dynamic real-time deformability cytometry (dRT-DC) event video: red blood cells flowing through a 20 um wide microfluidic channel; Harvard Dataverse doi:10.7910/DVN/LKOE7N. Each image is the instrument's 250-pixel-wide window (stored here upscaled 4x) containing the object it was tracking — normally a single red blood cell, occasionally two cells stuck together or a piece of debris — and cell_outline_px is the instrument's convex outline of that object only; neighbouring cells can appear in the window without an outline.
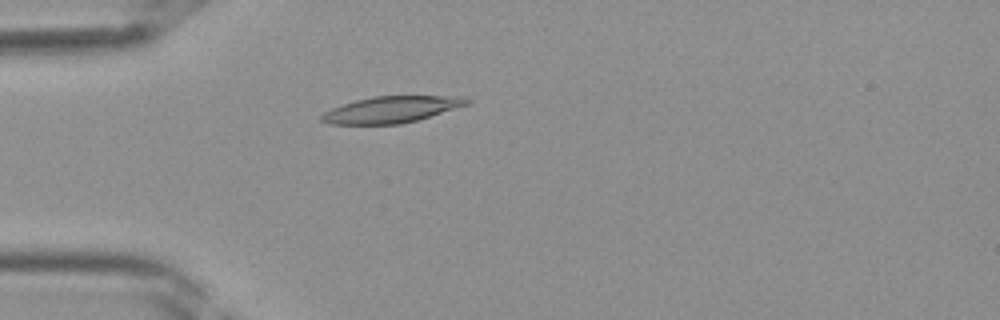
{"species": "Egyptian fruit bat (a non-hibernating species)", "species_latin": "Rousettus aegyptiacus", "temperature_condition": "room temperature", "stored_images_in_passage": 32, "camera_frame_rate_fps": 3000, "um_per_image_px": 0.085, "frame": {"image": 1, "passage_image": 7, "time_ms": 2.0, "image_size_px": [1000, 320], "cell_outline_px": [[472, 104], [416, 120], [400, 124], [328, 124], [320, 120], [320, 116], [324, 112], [332, 108], [356, 100], [372, 96], [464, 96], [472, 100]], "centroid_in_image_um": [33.32, 9.3], "position_along_channel_um": 51.7, "area_um2": 22.48}}
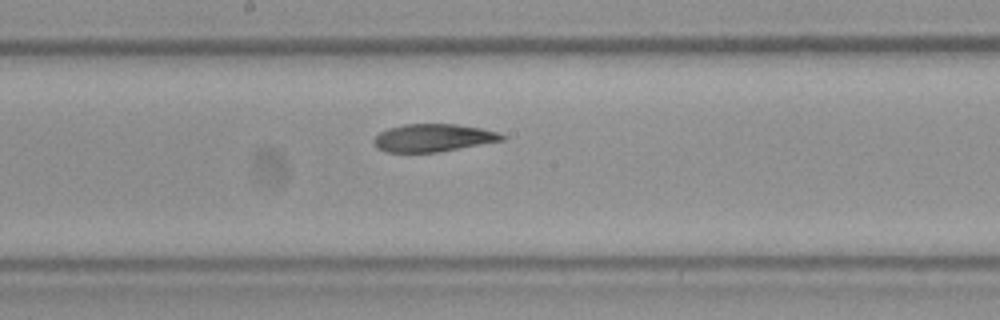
{"frame": {"image": 2, "passage_image": 17, "time_ms": 5.333, "image_size_px": [1000, 320], "cell_outline_px": [[504, 140], [436, 152], [384, 152], [376, 148], [372, 140], [380, 132], [388, 128], [404, 124], [456, 124], [480, 128], [500, 132], [504, 136]], "centroid_in_image_um": [36.78, 11.71], "position_along_channel_um": 211.4, "area_um2": 20.63}}
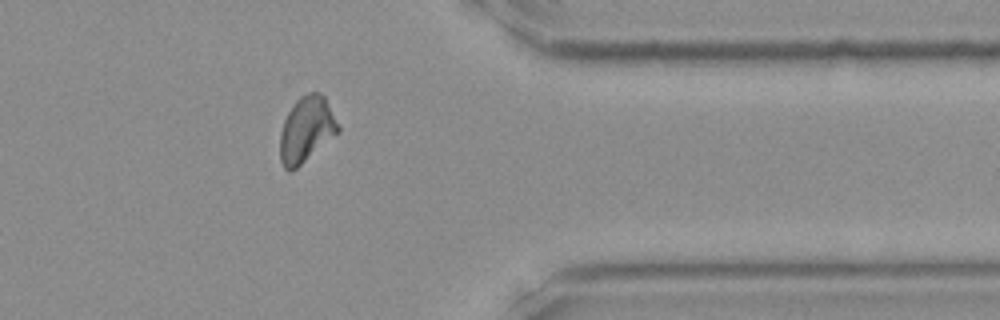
{"frame": {"image": 3, "passage_image": 28, "time_ms": 9.0, "image_size_px": [1000, 320], "cell_outline_px": [[340, 132], [292, 172], [288, 172], [284, 168], [280, 160], [280, 132], [284, 120], [288, 112], [296, 100], [300, 96], [308, 92], [316, 92], [324, 96], [340, 128]], "centroid_in_image_um": [26.03, 11.04], "position_along_channel_um": 385.4, "area_um2": 22.25}}